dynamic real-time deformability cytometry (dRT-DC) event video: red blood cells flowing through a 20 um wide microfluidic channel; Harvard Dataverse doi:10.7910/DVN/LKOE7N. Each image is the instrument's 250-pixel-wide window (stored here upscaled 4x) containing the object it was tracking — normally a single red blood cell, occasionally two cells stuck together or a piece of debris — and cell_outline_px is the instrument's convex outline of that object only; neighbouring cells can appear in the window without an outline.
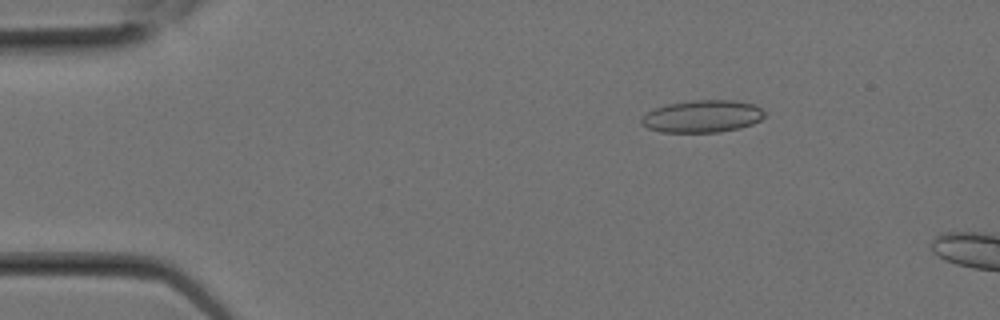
{"species": "Egyptian fruit bat (a non-hibernating species)", "species_latin": "Rousettus aegyptiacus", "temperature_condition": "room temperature", "stored_images_in_passage": 2, "camera_frame_rate_fps": 3000, "um_per_image_px": 0.085, "animal": {"sex": "female"}, "frame": {"image": 1, "passage_image": 1, "time_ms": 0.0, "image_size_px": [1000, 320], "cell_outline_px": [[764, 116], [760, 120], [752, 124], [740, 128], [720, 132], [660, 132], [648, 128], [640, 124], [640, 120], [648, 112], [656, 108], [668, 104], [692, 100], [732, 100], [752, 104], [760, 108], [764, 112]], "centroid_in_image_um": [59.69, 9.89], "position_along_channel_um": 25.3, "area_um2": 23.06}}